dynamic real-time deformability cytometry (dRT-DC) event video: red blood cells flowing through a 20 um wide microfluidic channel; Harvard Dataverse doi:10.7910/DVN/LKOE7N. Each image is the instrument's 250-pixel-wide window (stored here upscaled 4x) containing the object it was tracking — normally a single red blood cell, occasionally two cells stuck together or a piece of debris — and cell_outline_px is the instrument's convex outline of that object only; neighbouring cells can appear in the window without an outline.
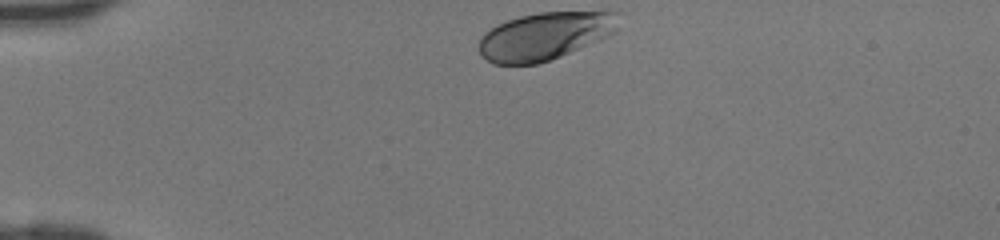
{"species": "human", "species_latin": "Homo sapiens", "temperature_condition": "room temperature", "stored_images_in_passage": 30, "camera_frame_rate_fps": 3000, "um_per_image_px": 0.085, "donor": {"sex": "female"}, "frame": {"image": 1, "passage_image": 1, "time_ms": 0.0, "image_size_px": [1000, 240], "cell_outline_px": [[620, 12], [616, 32], [608, 36], [560, 56], [536, 64], [492, 64], [480, 52], [480, 36], [484, 32], [496, 24], [520, 16], [540, 12]], "centroid_in_image_um": [46.3, 3.05], "position_along_channel_um": 38.7, "area_um2": 38.49}}
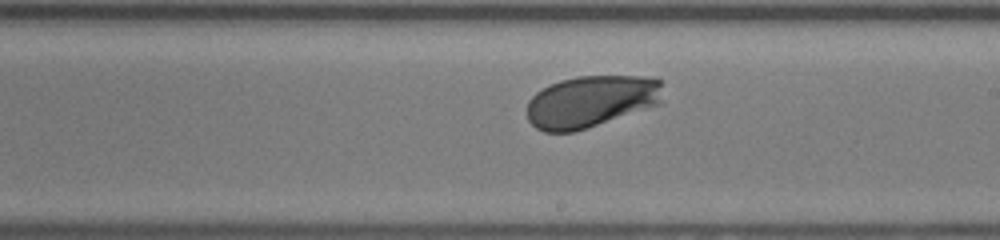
{"frame": {"image": 2, "passage_image": 18, "time_ms": 5.667, "image_size_px": [1000, 240], "cell_outline_px": [[660, 104], [572, 132], [544, 132], [536, 128], [528, 120], [528, 100], [536, 92], [560, 80], [576, 76], [652, 76], [660, 80]], "centroid_in_image_um": [50.21, 8.61], "position_along_channel_um": 238.8, "area_um2": 40.69}}
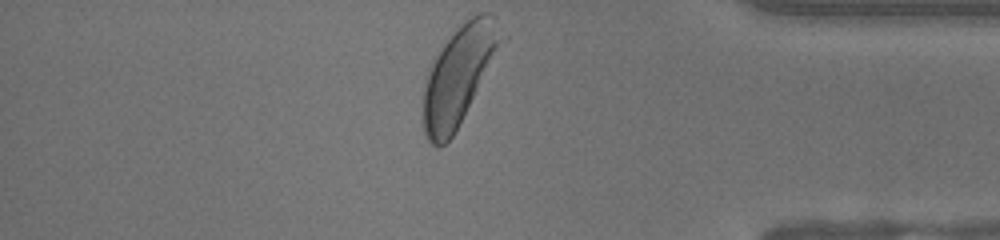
{"frame": {"image": 3, "passage_image": 30, "time_ms": 9.667, "image_size_px": [1000, 240], "cell_outline_px": [[500, 40], [452, 136], [440, 148], [436, 148], [424, 136], [420, 120], [424, 80], [428, 68], [448, 36], [472, 16], [480, 12], [488, 12], [492, 16], [500, 36]], "centroid_in_image_um": [38.79, 6.49], "position_along_channel_um": 396.4, "area_um2": 42.66}}